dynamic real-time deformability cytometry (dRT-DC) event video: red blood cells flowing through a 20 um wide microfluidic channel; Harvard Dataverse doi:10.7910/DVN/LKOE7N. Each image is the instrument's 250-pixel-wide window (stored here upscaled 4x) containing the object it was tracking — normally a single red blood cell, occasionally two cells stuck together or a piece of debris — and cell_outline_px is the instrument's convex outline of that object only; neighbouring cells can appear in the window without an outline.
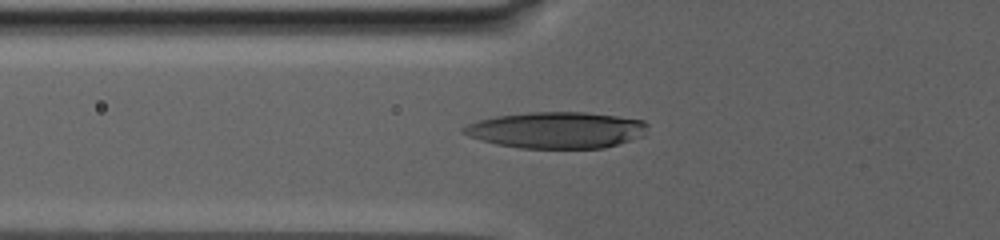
{"species": "human", "species_latin": "Homo sapiens", "temperature_condition": "warm", "stored_images_in_passage": 9, "camera_frame_rate_fps": 3000, "um_per_image_px": 0.085, "donor": {"sex": "male"}, "frame": {"image": 1, "passage_image": 3, "time_ms": 0.333, "image_size_px": [1000, 240], "cell_outline_px": [[648, 124], [640, 136], [604, 148], [520, 148], [496, 144], [480, 140], [468, 136], [460, 132], [460, 128], [468, 124], [480, 120], [496, 116], [528, 112], [584, 112], [616, 116], [644, 120]], "centroid_in_image_um": [47.23, 11.05], "position_along_channel_um": 78.6, "area_um2": 38.78}}